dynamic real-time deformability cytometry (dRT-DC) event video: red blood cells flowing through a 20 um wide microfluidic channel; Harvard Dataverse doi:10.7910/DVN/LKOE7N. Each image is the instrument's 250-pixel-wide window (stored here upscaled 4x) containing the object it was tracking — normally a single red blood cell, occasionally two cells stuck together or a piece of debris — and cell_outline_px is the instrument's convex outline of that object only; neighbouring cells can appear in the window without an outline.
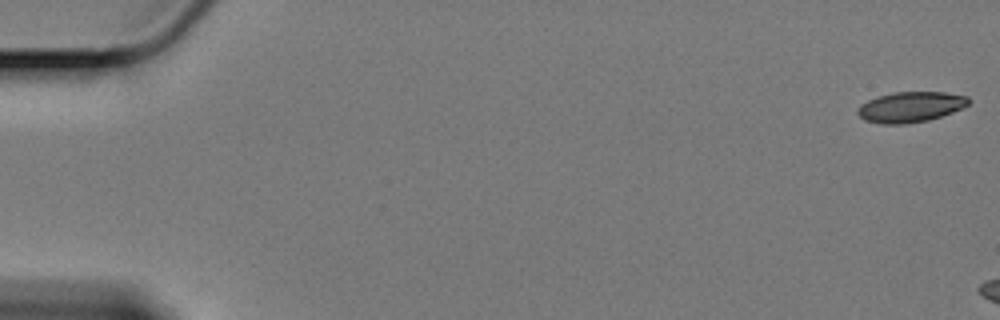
{"species": "Egyptian fruit bat (a non-hibernating species)", "species_latin": "Rousettus aegyptiacus", "temperature_condition": "cold", "stored_images_in_passage": 13, "camera_frame_rate_fps": 3000, "um_per_image_px": 0.085, "animal": {"sex": "female"}, "frame": {"image": 1, "passage_image": 1, "time_ms": 0.0, "image_size_px": [1000, 320], "cell_outline_px": [[968, 104], [952, 112], [928, 120], [904, 124], [880, 124], [864, 120], [856, 112], [856, 108], [860, 104], [868, 100], [892, 92], [944, 92], [968, 96]], "centroid_in_image_um": [77.34, 9.09], "position_along_channel_um": 7.7, "area_um2": 19.59}}